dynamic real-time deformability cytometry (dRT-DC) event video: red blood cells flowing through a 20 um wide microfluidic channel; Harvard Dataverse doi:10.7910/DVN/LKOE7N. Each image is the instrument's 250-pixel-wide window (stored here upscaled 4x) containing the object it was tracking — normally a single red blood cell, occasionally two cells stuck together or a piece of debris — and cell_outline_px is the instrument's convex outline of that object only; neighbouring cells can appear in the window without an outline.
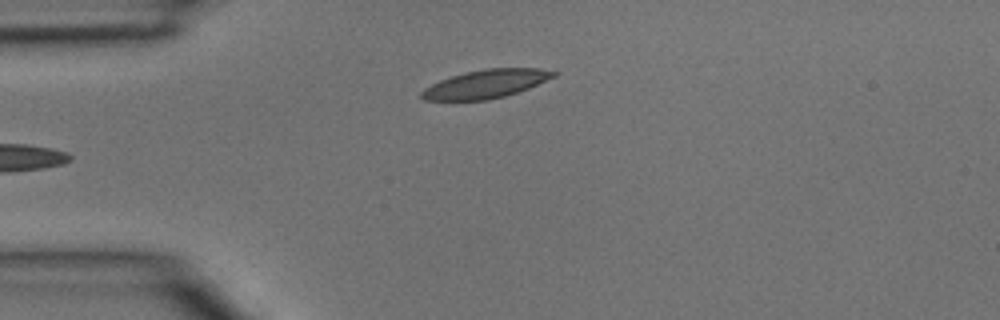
{"species": "common noctule bat (a hibernating species)", "species_latin": "Nyctalus noctula", "temperature_condition": "room temperature", "stored_images_in_passage": 3, "camera_frame_rate_fps": 3000, "um_per_image_px": 0.085, "animal": {"sex": "male", "body_mass_g": 15.6}, "frame": {"image": 1, "passage_image": 2, "time_ms": 0.333, "image_size_px": [1000, 320], "cell_outline_px": [[560, 72], [556, 76], [528, 88], [504, 96], [488, 100], [424, 100], [420, 96], [420, 92], [424, 88], [440, 80], [464, 72], [484, 68], [540, 68]], "centroid_in_image_um": [41.31, 7.12], "position_along_channel_um": 43.7, "area_um2": 21.85}}